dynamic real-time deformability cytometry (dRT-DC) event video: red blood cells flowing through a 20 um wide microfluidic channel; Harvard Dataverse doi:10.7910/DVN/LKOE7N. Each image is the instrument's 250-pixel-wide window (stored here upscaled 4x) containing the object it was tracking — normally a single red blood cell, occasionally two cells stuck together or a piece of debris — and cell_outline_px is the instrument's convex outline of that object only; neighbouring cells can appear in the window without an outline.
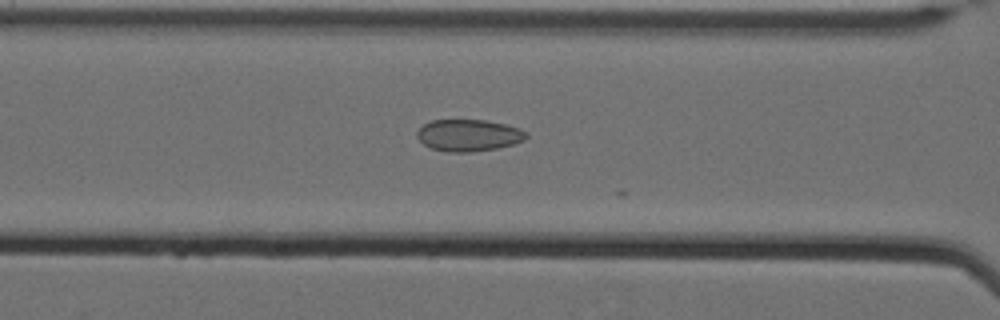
{"species": "Egyptian fruit bat (a non-hibernating species)", "species_latin": "Rousettus aegyptiacus", "temperature_condition": "cold", "stored_images_in_passage": 28, "camera_frame_rate_fps": 3000, "um_per_image_px": 0.085, "animal": {"sex": "female"}, "frame": {"image": 1, "passage_image": 27, "time_ms": 8.667, "image_size_px": [1000, 320], "cell_outline_px": [[528, 136], [524, 140], [512, 144], [496, 148], [472, 152], [448, 152], [432, 148], [424, 144], [416, 136], [416, 132], [424, 124], [432, 120], [484, 120], [504, 124], [520, 128], [528, 132]], "centroid_in_image_um": [39.84, 11.5], "position_along_channel_um": 126.8, "area_um2": 20.17}}